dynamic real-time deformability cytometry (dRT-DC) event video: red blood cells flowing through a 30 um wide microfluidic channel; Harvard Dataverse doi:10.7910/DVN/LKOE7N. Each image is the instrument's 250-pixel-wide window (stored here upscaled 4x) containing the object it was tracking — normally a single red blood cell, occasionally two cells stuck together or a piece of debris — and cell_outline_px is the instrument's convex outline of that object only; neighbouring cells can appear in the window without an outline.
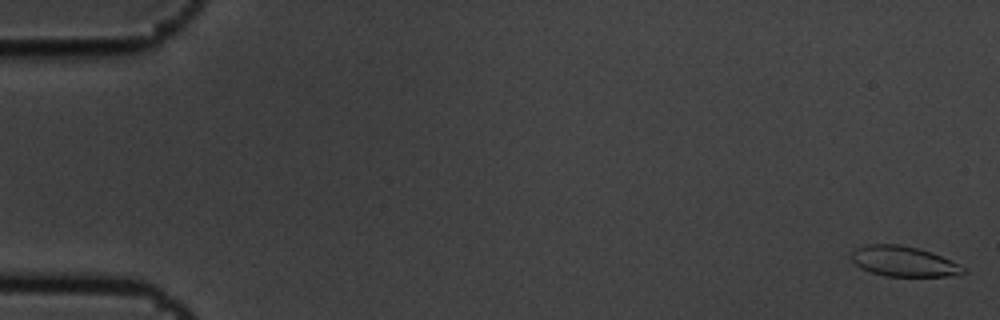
{"species": "common noctule bat (a hibernating species)", "species_latin": "Nyctalus noctula", "temperature_condition": "cold", "stored_images_in_passage": 7, "camera_frame_rate_fps": 3000, "um_per_image_px": 0.085, "animal": {"sex": "male", "body_mass_g": 19.5, "forearm_length_mm": 54.6}, "frame": {"image": 1, "passage_image": 1, "time_ms": 0.0, "image_size_px": [1000, 320], "cell_outline_px": [[968, 272], [952, 276], [884, 276], [860, 268], [852, 260], [852, 252], [856, 248], [868, 244], [900, 244], [932, 252], [964, 268]], "centroid_in_image_um": [76.78, 22.22], "position_along_channel_um": 8.2, "area_um2": 19.48}}
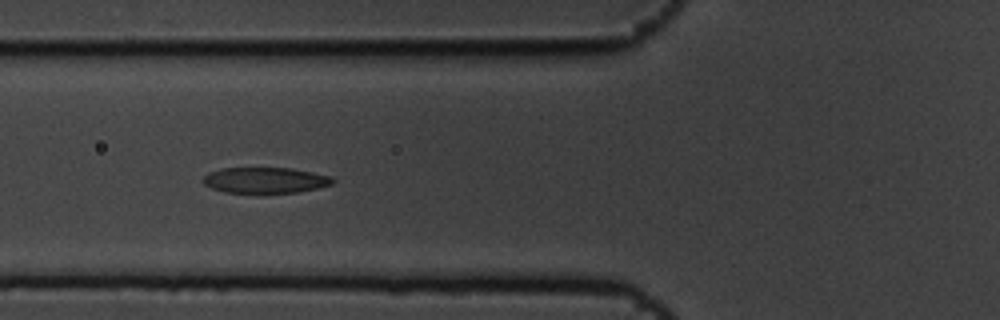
{"frame": {"image": 2, "passage_image": 6, "time_ms": 1.667, "image_size_px": [1000, 320], "cell_outline_px": [[336, 180], [332, 184], [316, 188], [296, 192], [224, 192], [212, 188], [204, 184], [200, 180], [208, 172], [224, 168], [292, 168], [332, 176]], "centroid_in_image_um": [22.53, 15.3], "position_along_channel_um": 103.3, "area_um2": 19.36}}
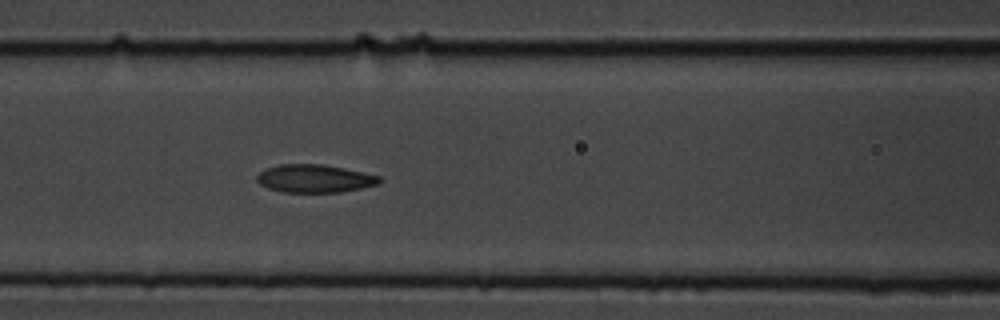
{"frame": {"image": 3, "passage_image": 7, "time_ms": 2.0, "image_size_px": [1000, 320], "cell_outline_px": [[380, 184], [340, 192], [284, 192], [268, 188], [260, 184], [256, 180], [256, 176], [260, 172], [268, 168], [280, 164], [320, 164], [344, 168], [380, 176]], "centroid_in_image_um": [26.73, 15.18], "position_along_channel_um": 139.9, "area_um2": 19.83}}